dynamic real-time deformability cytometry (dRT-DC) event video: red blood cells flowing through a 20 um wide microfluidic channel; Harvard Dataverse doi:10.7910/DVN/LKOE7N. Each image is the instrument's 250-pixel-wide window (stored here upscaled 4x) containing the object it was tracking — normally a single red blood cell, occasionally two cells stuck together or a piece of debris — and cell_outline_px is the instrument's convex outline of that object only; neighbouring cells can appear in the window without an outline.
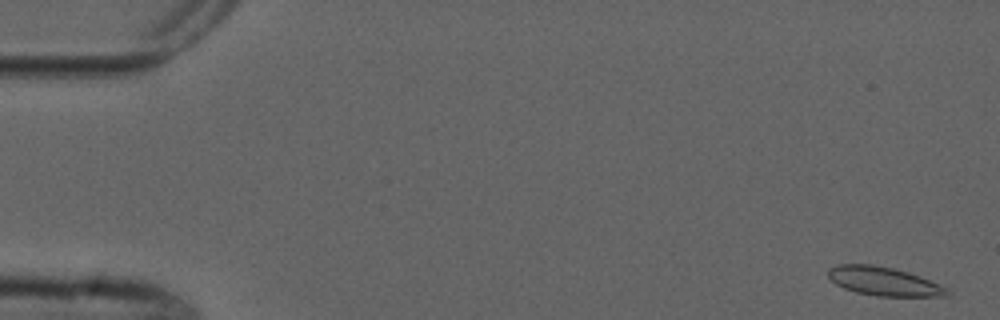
{"species": "common noctule bat (a hibernating species)", "species_latin": "Nyctalus noctula", "temperature_condition": "cold", "stored_images_in_passage": 5, "camera_frame_rate_fps": 3000, "um_per_image_px": 0.085, "animal": {"sex": "male", "forearm_length_mm": 52.5}, "frame": {"image": 1, "passage_image": 1, "time_ms": 0.0, "image_size_px": [1000, 320], "cell_outline_px": [[952, 292], [948, 296], [876, 296], [856, 292], [844, 288], [836, 284], [828, 276], [828, 268], [840, 264], [872, 264], [892, 268], [908, 272], [920, 276], [940, 284], [948, 288]], "centroid_in_image_um": [75.15, 23.91], "position_along_channel_um": 9.8, "area_um2": 19.94}}
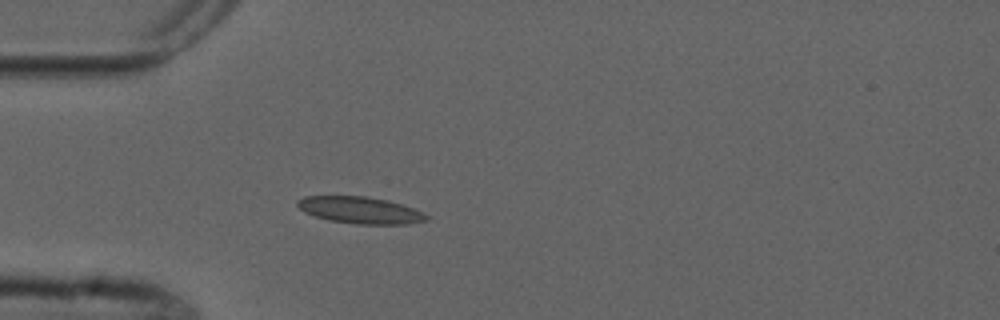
{"frame": {"image": 2, "passage_image": 5, "time_ms": 4.667, "image_size_px": [1000, 320], "cell_outline_px": [[428, 220], [408, 224], [356, 224], [328, 220], [304, 212], [296, 204], [296, 200], [304, 196], [368, 196], [388, 200], [424, 212], [428, 216]], "centroid_in_image_um": [30.61, 17.86], "position_along_channel_um": 54.4, "area_um2": 20.17}}